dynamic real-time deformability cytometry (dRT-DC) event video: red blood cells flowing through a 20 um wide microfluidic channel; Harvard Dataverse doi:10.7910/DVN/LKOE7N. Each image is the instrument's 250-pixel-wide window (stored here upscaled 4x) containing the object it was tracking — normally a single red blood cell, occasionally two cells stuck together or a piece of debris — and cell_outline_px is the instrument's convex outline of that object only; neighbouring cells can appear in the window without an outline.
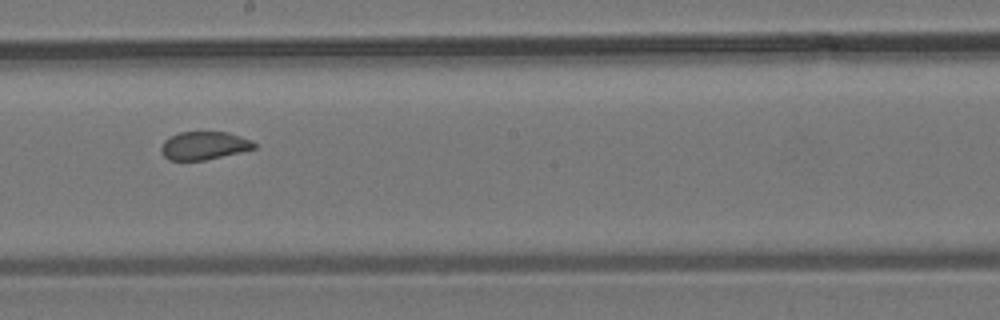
{"species": "common noctule bat (a hibernating species)", "species_latin": "Nyctalus noctula", "temperature_condition": "room temperature", "stored_images_in_passage": 6, "camera_frame_rate_fps": 3000, "um_per_image_px": 0.085, "animal": {"sex": "male", "body_mass_g": 19.2, "forearm_length_mm": 51.8}, "frame": {"image": 1, "passage_image": 5, "time_ms": 6.333, "image_size_px": [1000, 320], "cell_outline_px": [[256, 148], [240, 152], [204, 160], [168, 160], [160, 152], [160, 148], [164, 140], [180, 132], [228, 132], [252, 140], [256, 144]], "centroid_in_image_um": [17.34, 12.37], "position_along_channel_um": 230.9, "area_um2": 15.2}}
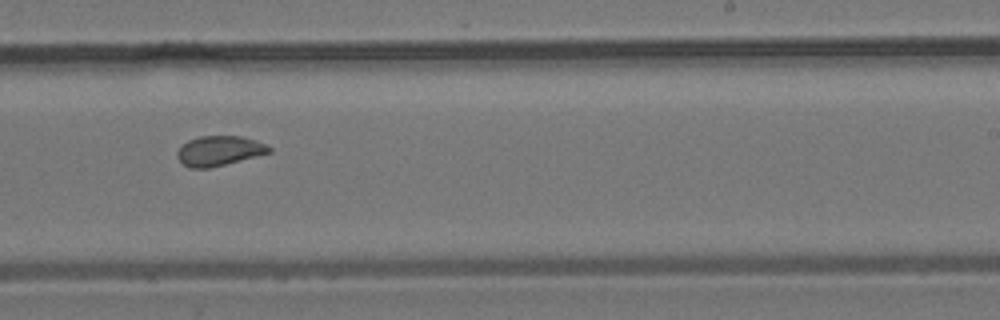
{"frame": {"image": 2, "passage_image": 6, "time_ms": 7.333, "image_size_px": [1000, 320], "cell_outline_px": [[272, 152], [208, 168], [188, 168], [176, 156], [176, 152], [188, 140], [200, 136], [244, 136], [256, 140], [272, 148]], "centroid_in_image_um": [18.63, 12.81], "position_along_channel_um": 270.4, "area_um2": 15.84}}